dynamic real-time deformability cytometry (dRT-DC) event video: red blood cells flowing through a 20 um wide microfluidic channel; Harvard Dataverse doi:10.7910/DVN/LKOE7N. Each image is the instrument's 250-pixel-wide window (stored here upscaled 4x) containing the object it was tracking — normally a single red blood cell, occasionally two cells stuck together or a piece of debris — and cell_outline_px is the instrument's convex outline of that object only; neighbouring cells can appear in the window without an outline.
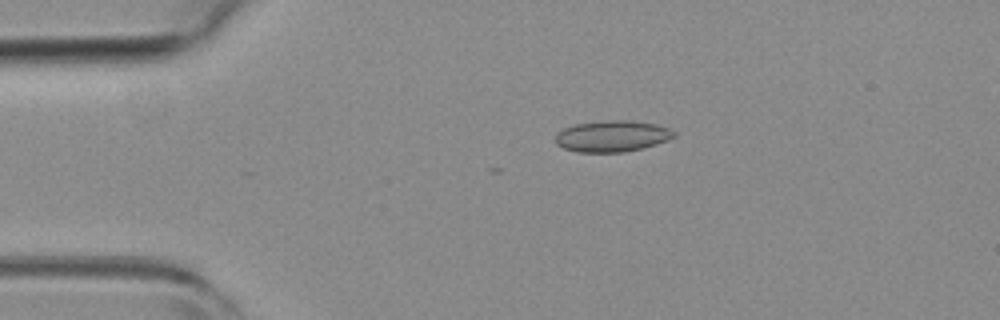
{"species": "common noctule bat (a hibernating species)", "species_latin": "Nyctalus noctula", "temperature_condition": "room temperature", "stored_images_in_passage": 4, "camera_frame_rate_fps": 3000, "um_per_image_px": 0.085, "animal": {"sex": "female", "body_mass_g": 19.3, "forearm_length_mm": 54.1}, "frame": {"image": 1, "passage_image": 2, "time_ms": 0.333, "image_size_px": [1000, 320], "cell_outline_px": [[676, 136], [656, 144], [624, 152], [576, 152], [564, 148], [556, 144], [556, 132], [564, 128], [576, 124], [604, 120], [628, 120], [656, 124], [668, 128], [676, 132]], "centroid_in_image_um": [52.01, 11.57], "position_along_channel_um": 33.0, "area_um2": 21.56}}